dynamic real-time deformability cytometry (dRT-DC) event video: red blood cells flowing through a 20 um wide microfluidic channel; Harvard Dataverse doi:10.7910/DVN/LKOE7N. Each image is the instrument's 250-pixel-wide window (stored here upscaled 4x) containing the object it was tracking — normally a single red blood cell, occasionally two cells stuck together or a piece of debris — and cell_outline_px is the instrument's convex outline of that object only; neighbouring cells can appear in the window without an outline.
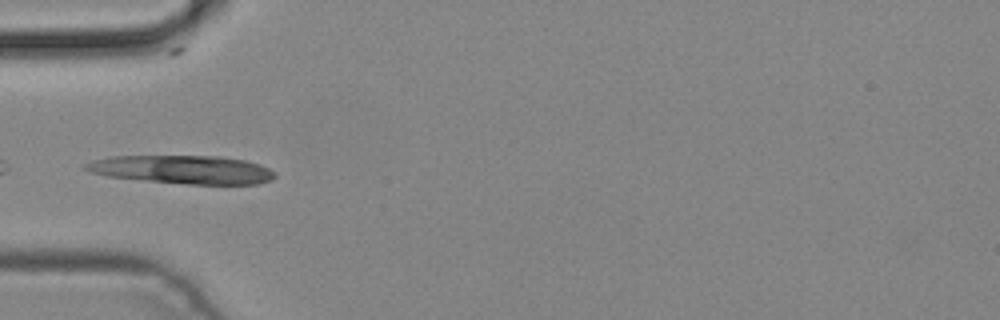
{"species": "common noctule bat (a hibernating species)", "species_latin": "Nyctalus noctula", "temperature_condition": "cold", "stored_images_in_passage": 5, "camera_frame_rate_fps": 3000, "um_per_image_px": 0.085, "animal": {"sex": "male", "body_mass_g": 19.2, "forearm_length_mm": 51.8}, "frame": {"image": 1, "passage_image": 4, "time_ms": 1.0, "image_size_px": [1000, 320], "cell_outline_px": [[276, 176], [272, 180], [256, 184], [188, 184], [144, 180], [108, 176], [92, 172], [84, 168], [84, 164], [92, 160], [108, 156], [220, 156], [244, 160], [260, 164], [276, 172]], "centroid_in_image_um": [15.55, 14.41], "position_along_channel_um": 69.5, "area_um2": 31.27}}